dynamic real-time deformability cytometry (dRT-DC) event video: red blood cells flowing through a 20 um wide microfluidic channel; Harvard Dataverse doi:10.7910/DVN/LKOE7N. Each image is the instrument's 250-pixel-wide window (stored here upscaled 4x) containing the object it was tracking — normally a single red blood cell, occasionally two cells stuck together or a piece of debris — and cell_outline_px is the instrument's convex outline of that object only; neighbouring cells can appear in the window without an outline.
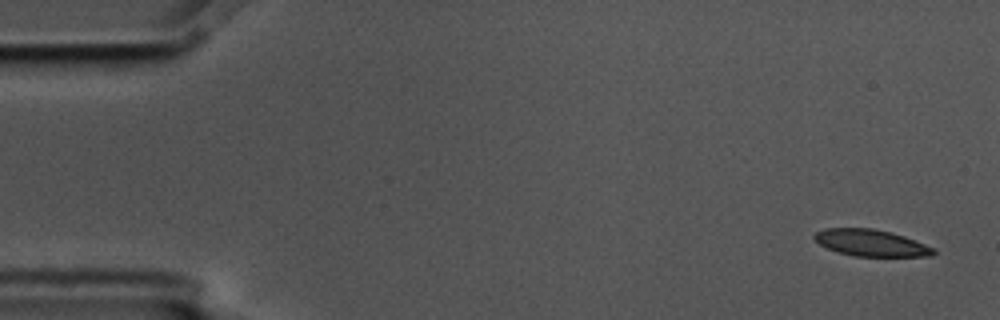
{"species": "common noctule bat (a hibernating species)", "species_latin": "Nyctalus noctula", "temperature_condition": "cold", "stored_images_in_passage": 5, "camera_frame_rate_fps": 3000, "um_per_image_px": 0.085, "animal": {"sex": "male", "body_mass_g": 17.5, "forearm_length_mm": 52.3}, "frame": {"image": 1, "passage_image": 1, "time_ms": 0.0, "image_size_px": [1000, 320], "cell_outline_px": [[936, 252], [932, 256], [852, 256], [828, 248], [820, 244], [812, 236], [816, 232], [824, 228], [872, 228], [892, 232], [904, 236], [936, 248]], "centroid_in_image_um": [74.06, 20.64], "position_along_channel_um": 10.9, "area_um2": 18.5}}
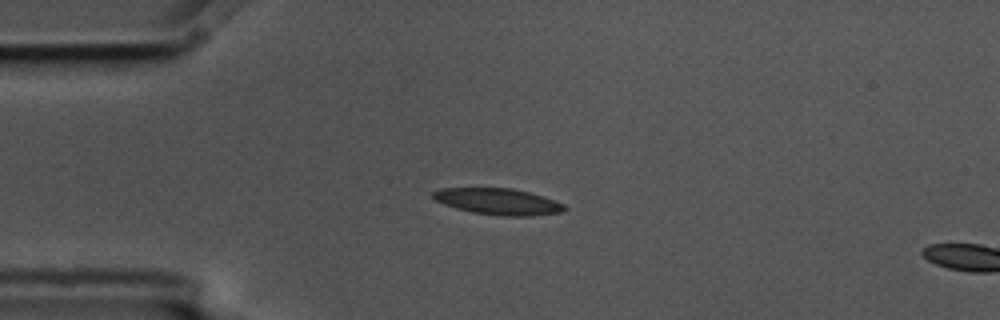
{"frame": {"image": 2, "passage_image": 4, "time_ms": 1.0, "image_size_px": [1000, 320], "cell_outline_px": [[568, 208], [564, 212], [532, 216], [500, 216], [472, 212], [456, 208], [444, 204], [436, 200], [432, 196], [432, 192], [440, 188], [512, 188], [544, 196], [564, 204]], "centroid_in_image_um": [42.38, 17.13], "position_along_channel_um": 42.6, "area_um2": 20.29}}